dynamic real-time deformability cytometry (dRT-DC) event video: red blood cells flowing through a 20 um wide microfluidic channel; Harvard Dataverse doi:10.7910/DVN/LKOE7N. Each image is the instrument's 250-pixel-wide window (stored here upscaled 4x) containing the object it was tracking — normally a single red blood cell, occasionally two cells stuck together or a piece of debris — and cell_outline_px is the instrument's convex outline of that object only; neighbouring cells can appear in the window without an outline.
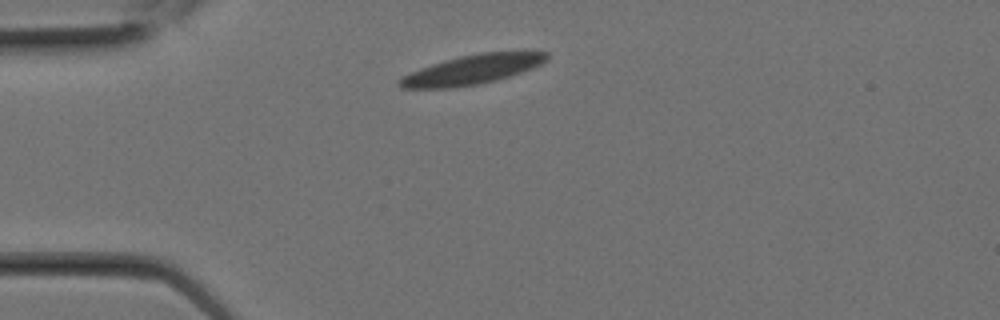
{"species": "Egyptian fruit bat (a non-hibernating species)", "species_latin": "Rousettus aegyptiacus", "temperature_condition": "room temperature", "stored_images_in_passage": 1, "camera_frame_rate_fps": 3000, "um_per_image_px": 0.085, "animal": {"sex": "female"}, "frame": {"image": 1, "passage_image": 1, "time_ms": 0.0, "image_size_px": [1000, 320], "cell_outline_px": [[548, 60], [532, 68], [496, 80], [480, 84], [452, 88], [400, 88], [396, 84], [396, 80], [400, 76], [420, 68], [444, 60], [460, 56], [480, 52], [548, 52]], "centroid_in_image_um": [40.05, 5.93], "position_along_channel_um": 44.9, "area_um2": 25.26}}